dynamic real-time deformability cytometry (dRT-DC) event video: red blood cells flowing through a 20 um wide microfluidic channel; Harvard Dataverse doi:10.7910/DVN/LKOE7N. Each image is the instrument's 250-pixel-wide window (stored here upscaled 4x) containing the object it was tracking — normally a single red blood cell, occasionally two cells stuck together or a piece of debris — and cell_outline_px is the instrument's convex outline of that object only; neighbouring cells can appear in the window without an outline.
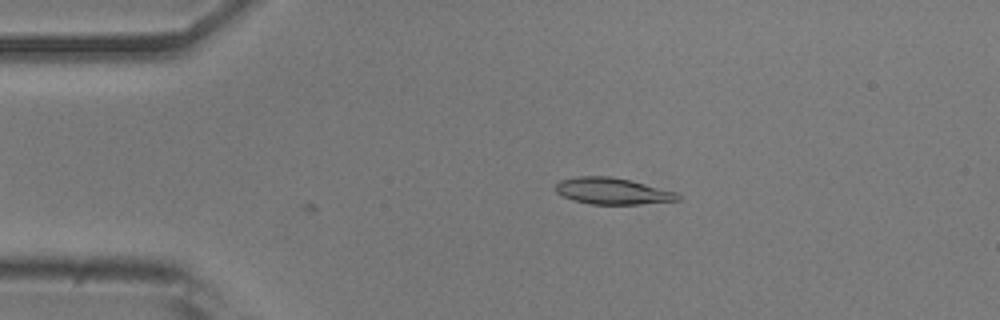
{"species": "common noctule bat (a hibernating species)", "species_latin": "Nyctalus noctula", "temperature_condition": "room temperature", "stored_images_in_passage": 2, "camera_frame_rate_fps": 3000, "um_per_image_px": 0.085, "animal": {"sex": "male", "body_mass_g": 20.5, "forearm_length_mm": 52.5}, "frame": {"image": 1, "passage_image": 2, "time_ms": 0.333, "image_size_px": [1000, 320], "cell_outline_px": [[680, 200], [640, 204], [592, 204], [572, 200], [556, 192], [556, 184], [560, 180], [576, 176], [612, 176], [676, 192], [680, 196]], "centroid_in_image_um": [52.03, 16.24], "position_along_channel_um": 33.0, "area_um2": 18.67}}